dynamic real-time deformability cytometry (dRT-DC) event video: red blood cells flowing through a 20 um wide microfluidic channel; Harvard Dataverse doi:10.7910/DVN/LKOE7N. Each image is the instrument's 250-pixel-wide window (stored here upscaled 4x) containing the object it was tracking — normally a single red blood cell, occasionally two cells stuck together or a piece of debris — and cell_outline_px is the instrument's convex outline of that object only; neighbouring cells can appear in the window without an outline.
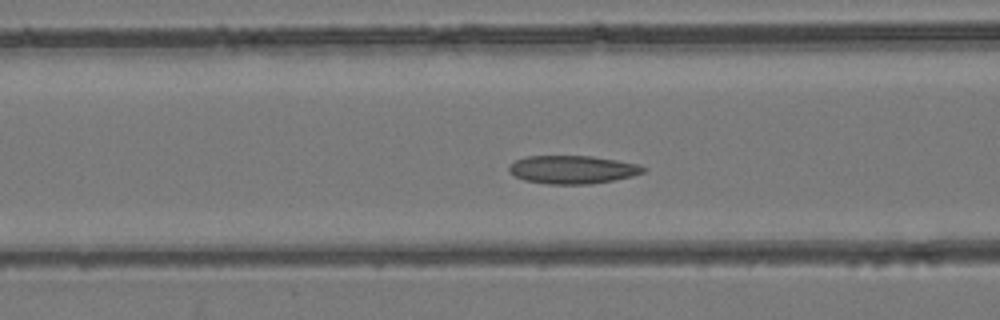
{"species": "common noctule bat (a hibernating species)", "species_latin": "Nyctalus noctula", "temperature_condition": "room temperature", "stored_images_in_passage": 45, "camera_frame_rate_fps": 3000, "um_per_image_px": 0.085, "animal": {"sex": "female", "body_mass_g": 24.6, "forearm_length_mm": 56.2}, "frame": {"image": 1, "passage_image": 17, "time_ms": 5.333, "image_size_px": [1000, 320], "cell_outline_px": [[648, 168], [644, 172], [632, 176], [592, 184], [548, 184], [524, 180], [516, 176], [508, 168], [516, 160], [524, 156], [592, 156], [640, 164]], "centroid_in_image_um": [48.71, 14.41], "position_along_channel_um": 117.9, "area_um2": 21.96}}
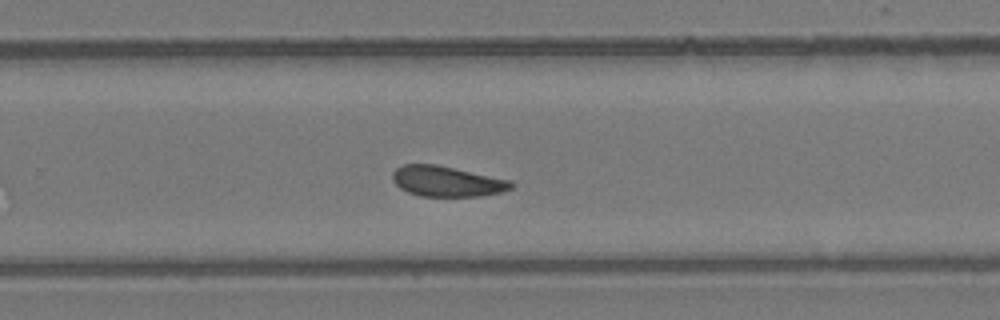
{"frame": {"image": 2, "passage_image": 29, "time_ms": 9.333, "image_size_px": [1000, 320], "cell_outline_px": [[516, 184], [512, 188], [504, 192], [480, 196], [420, 196], [408, 192], [400, 188], [392, 180], [392, 172], [396, 168], [404, 164], [436, 164], [512, 180]], "centroid_in_image_um": [38.02, 15.41], "position_along_channel_um": 291.8, "area_um2": 21.27}}
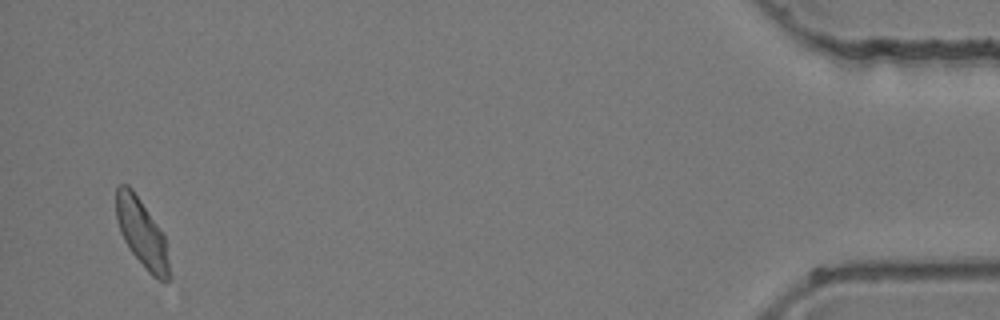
{"frame": {"image": 3, "passage_image": 44, "time_ms": 14.333, "image_size_px": [1000, 320], "cell_outline_px": [[168, 280], [156, 280], [148, 272], [132, 252], [124, 240], [120, 232], [116, 220], [116, 188], [120, 184], [128, 184], [132, 188], [164, 236], [168, 260]], "centroid_in_image_um": [12.01, 19.79], "position_along_channel_um": 423.2, "area_um2": 20.52}}